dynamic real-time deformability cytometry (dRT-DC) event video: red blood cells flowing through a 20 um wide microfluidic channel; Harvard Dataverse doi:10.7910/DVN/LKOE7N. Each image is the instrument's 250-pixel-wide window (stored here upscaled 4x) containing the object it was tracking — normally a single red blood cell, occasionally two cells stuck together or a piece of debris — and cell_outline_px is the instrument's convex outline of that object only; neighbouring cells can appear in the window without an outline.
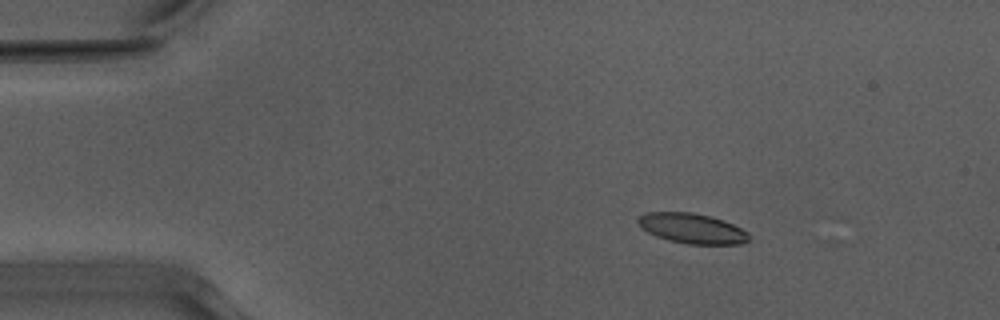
{"species": "Egyptian fruit bat (a non-hibernating species)", "species_latin": "Rousettus aegyptiacus", "temperature_condition": "warm", "stored_images_in_passage": 7, "camera_frame_rate_fps": 3000, "um_per_image_px": 0.085, "animal": {"sex": "male"}, "frame": {"image": 1, "passage_image": 1, "time_ms": 0.0, "image_size_px": [1000, 320], "cell_outline_px": [[752, 240], [740, 244], [688, 244], [668, 240], [656, 236], [640, 228], [636, 220], [640, 216], [648, 212], [692, 212], [712, 216], [724, 220], [748, 232]], "centroid_in_image_um": [58.84, 19.41], "position_along_channel_um": 26.2, "area_um2": 19.65}}